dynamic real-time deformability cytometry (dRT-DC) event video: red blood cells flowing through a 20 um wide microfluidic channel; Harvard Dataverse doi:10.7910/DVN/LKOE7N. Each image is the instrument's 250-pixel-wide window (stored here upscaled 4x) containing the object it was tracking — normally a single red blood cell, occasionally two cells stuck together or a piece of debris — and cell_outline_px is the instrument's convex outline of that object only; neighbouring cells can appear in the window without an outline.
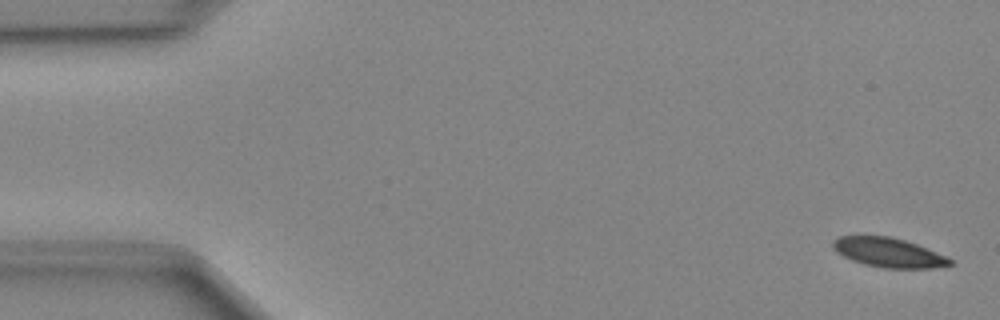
{"species": "Egyptian fruit bat (a non-hibernating species)", "species_latin": "Rousettus aegyptiacus", "temperature_condition": "cold", "stored_images_in_passage": 50, "camera_frame_rate_fps": 3000, "um_per_image_px": 0.085, "animal": {"sex": "female"}, "frame": {"image": 1, "passage_image": 2, "time_ms": 0.333, "image_size_px": [1000, 320], "cell_outline_px": [[952, 264], [932, 268], [884, 268], [864, 264], [852, 260], [836, 252], [832, 248], [832, 240], [840, 236], [892, 236], [916, 244], [948, 256], [952, 260]], "centroid_in_image_um": [75.52, 21.46], "position_along_channel_um": 9.5, "area_um2": 20.06}}
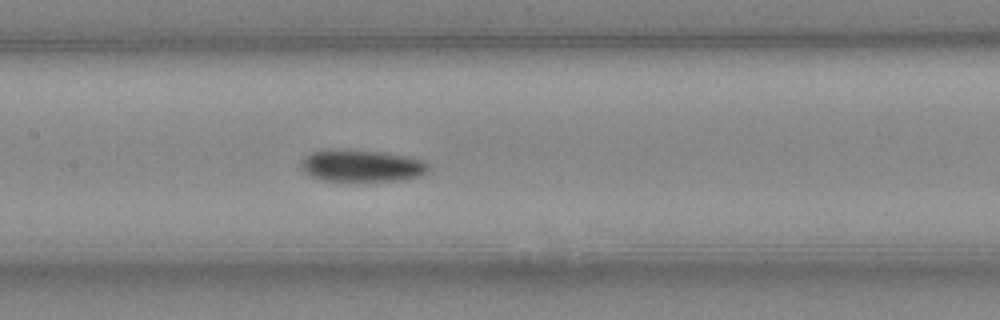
{"frame": {"image": 2, "passage_image": 24, "time_ms": 7.667, "image_size_px": [1000, 320], "cell_outline_px": [[428, 172], [420, 176], [404, 180], [320, 180], [304, 172], [300, 168], [300, 164], [304, 156], [312, 152], [324, 148], [336, 148], [376, 152], [408, 156], [424, 160], [428, 164]], "centroid_in_image_um": [30.7, 14.07], "position_along_channel_um": 176.7, "area_um2": 23.87}}
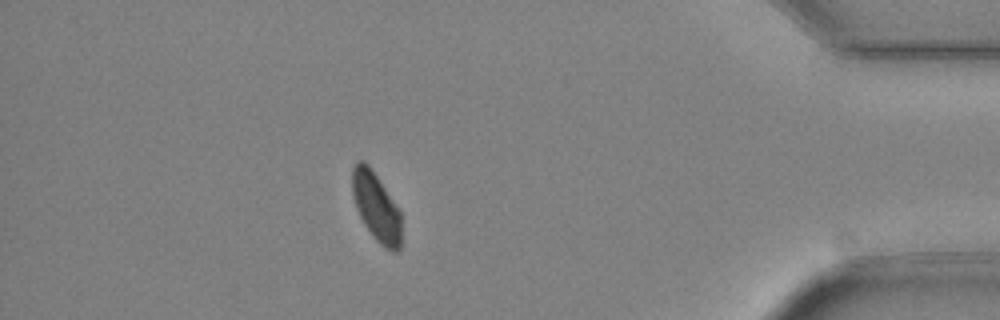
{"frame": {"image": 3, "passage_image": 44, "time_ms": 14.333, "image_size_px": [1000, 320], "cell_outline_px": [[400, 248], [396, 252], [384, 248], [372, 236], [364, 224], [356, 208], [352, 192], [352, 168], [356, 160], [364, 160], [368, 164], [400, 212]], "centroid_in_image_um": [31.94, 17.58], "position_along_channel_um": 403.3, "area_um2": 19.31}}